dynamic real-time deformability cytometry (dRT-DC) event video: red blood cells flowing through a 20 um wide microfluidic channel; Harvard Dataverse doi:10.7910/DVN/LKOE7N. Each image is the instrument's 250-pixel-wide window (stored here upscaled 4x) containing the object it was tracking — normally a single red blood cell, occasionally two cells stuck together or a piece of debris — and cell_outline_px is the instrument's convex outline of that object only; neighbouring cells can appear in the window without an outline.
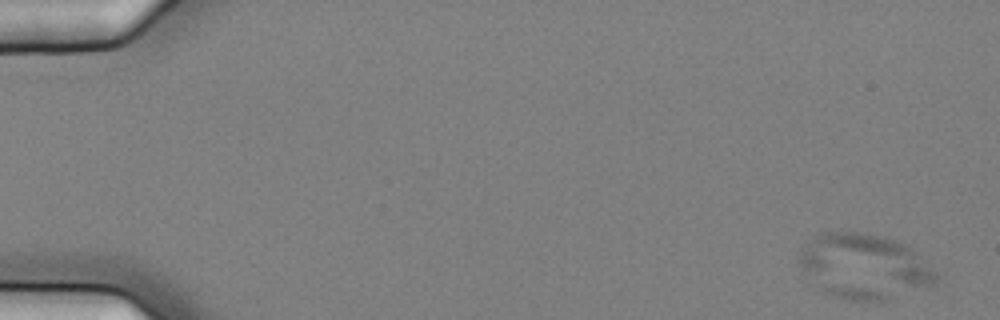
{"species": "common noctule bat (a hibernating species)", "species_latin": "Nyctalus noctula", "temperature_condition": "cold", "stored_images_in_passage": 9, "camera_frame_rate_fps": 3000, "um_per_image_px": 0.085, "animal": {"sex": "female", "body_mass_g": 25.1}, "frame": {"image": 1, "passage_image": 1, "time_ms": 0.0, "image_size_px": [1000, 320], "cell_outline_px": [[936, 280], [932, 284], [888, 300], [852, 300], [832, 296], [808, 284], [796, 260], [800, 252], [812, 236], [820, 232], [860, 232], [880, 236], [904, 244], [912, 248], [936, 272]], "centroid_in_image_um": [73.34, 22.65], "position_along_channel_um": 11.7, "area_um2": 52.08}}
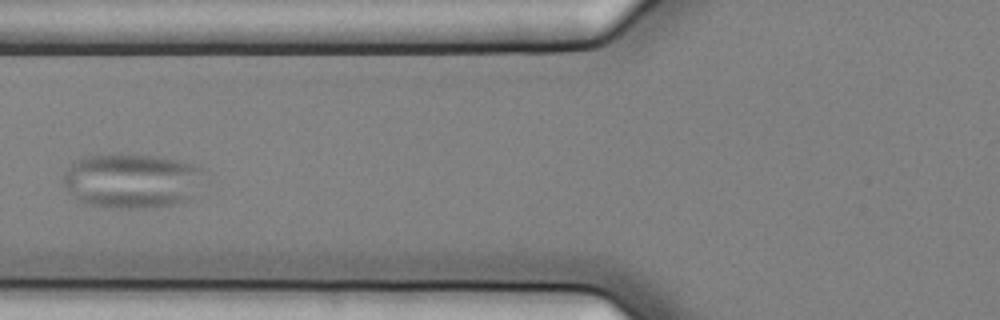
{"frame": {"image": 2, "passage_image": 7, "time_ms": 2.0, "image_size_px": [1000, 320], "cell_outline_px": [[200, 168], [188, 200], [176, 204], [152, 208], [104, 208], [84, 204], [68, 192], [60, 176], [72, 164], [88, 156], [164, 156], [196, 164]], "centroid_in_image_um": [11.1, 15.4], "position_along_channel_um": 114.7, "area_um2": 43.93}}